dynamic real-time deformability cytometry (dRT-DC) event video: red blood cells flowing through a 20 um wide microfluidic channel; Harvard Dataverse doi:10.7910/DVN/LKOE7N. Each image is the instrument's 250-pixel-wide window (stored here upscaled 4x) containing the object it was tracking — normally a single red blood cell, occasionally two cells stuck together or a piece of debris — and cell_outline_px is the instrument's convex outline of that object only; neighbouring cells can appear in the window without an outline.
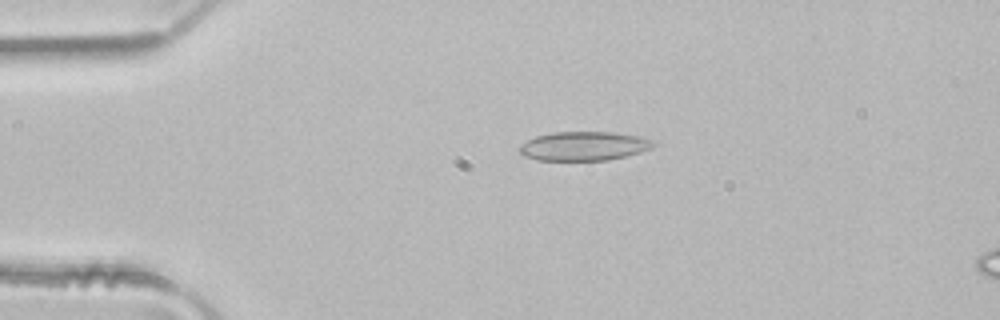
{"species": "common noctule bat (a hibernating species)", "species_latin": "Nyctalus noctula", "temperature_condition": "room temperature", "stored_images_in_passage": 4, "camera_frame_rate_fps": 3000, "um_per_image_px": 0.085, "animal": {"sex": "male", "body_mass_g": 21.5, "forearm_length_mm": 52.0}, "frame": {"image": 1, "passage_image": 2, "time_ms": 0.333, "image_size_px": [1000, 320], "cell_outline_px": [[660, 144], [652, 148], [628, 156], [608, 160], [536, 160], [524, 156], [520, 152], [520, 144], [536, 136], [552, 132], [612, 132], [636, 136], [652, 140]], "centroid_in_image_um": [49.66, 12.42], "position_along_channel_um": 35.3, "area_um2": 22.72}}